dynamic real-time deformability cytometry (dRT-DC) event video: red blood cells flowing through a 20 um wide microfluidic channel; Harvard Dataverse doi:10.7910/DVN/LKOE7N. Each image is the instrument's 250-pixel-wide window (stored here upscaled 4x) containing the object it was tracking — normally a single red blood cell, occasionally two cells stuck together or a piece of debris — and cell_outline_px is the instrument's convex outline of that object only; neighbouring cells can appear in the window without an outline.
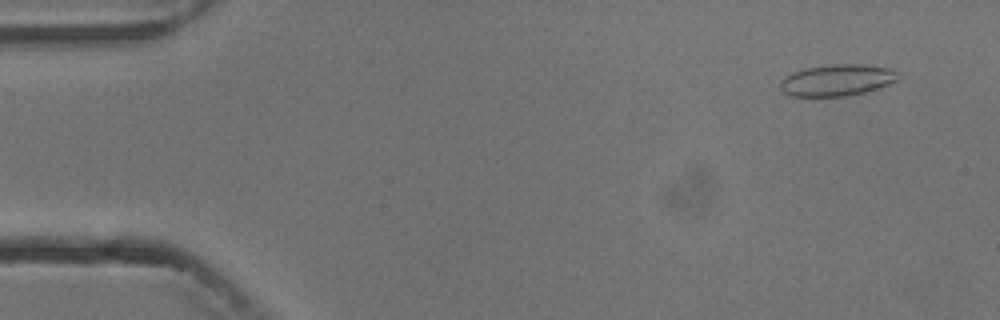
{"species": "common noctule bat (a hibernating species)", "species_latin": "Nyctalus noctula", "temperature_condition": "cold", "stored_images_in_passage": 6, "camera_frame_rate_fps": 3000, "um_per_image_px": 0.085, "animal": {"sex": "male", "body_mass_g": 13.3}, "frame": {"image": 1, "passage_image": 1, "time_ms": 0.0, "image_size_px": [1000, 320], "cell_outline_px": [[900, 72], [896, 80], [880, 88], [864, 92], [844, 96], [792, 96], [784, 92], [780, 88], [780, 80], [784, 76], [792, 72], [804, 68], [832, 64], [864, 64], [888, 68]], "centroid_in_image_um": [71.13, 6.8], "position_along_channel_um": 13.9, "area_um2": 21.73}}
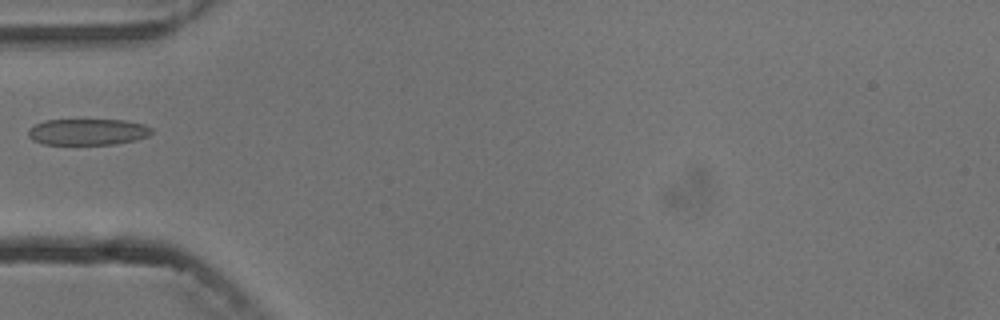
{"frame": {"image": 2, "passage_image": 5, "time_ms": 4.667, "image_size_px": [1000, 320], "cell_outline_px": [[152, 132], [148, 136], [136, 140], [116, 144], [44, 144], [32, 140], [28, 136], [28, 128], [44, 120], [124, 120], [144, 124], [152, 128]], "centroid_in_image_um": [7.45, 11.21], "position_along_channel_um": 77.5, "area_um2": 18.96}}
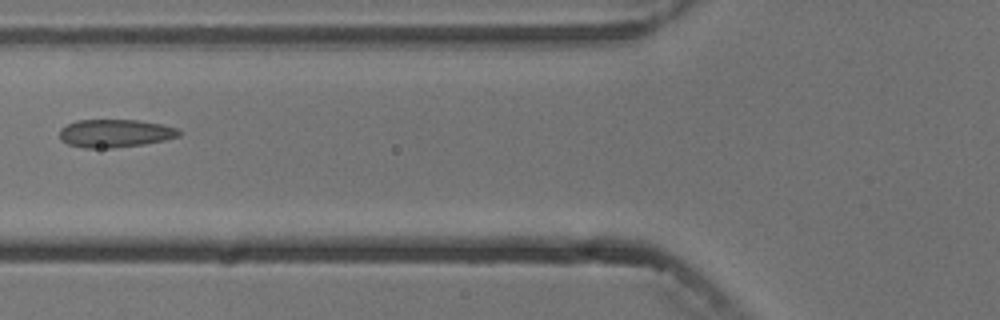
{"frame": {"image": 3, "passage_image": 6, "time_ms": 5.667, "image_size_px": [1000, 320], "cell_outline_px": [[180, 136], [164, 140], [144, 144], [112, 148], [84, 148], [68, 144], [60, 140], [60, 128], [76, 120], [140, 120], [164, 124], [180, 128]], "centroid_in_image_um": [9.81, 11.32], "position_along_channel_um": 116.0, "area_um2": 19.71}}